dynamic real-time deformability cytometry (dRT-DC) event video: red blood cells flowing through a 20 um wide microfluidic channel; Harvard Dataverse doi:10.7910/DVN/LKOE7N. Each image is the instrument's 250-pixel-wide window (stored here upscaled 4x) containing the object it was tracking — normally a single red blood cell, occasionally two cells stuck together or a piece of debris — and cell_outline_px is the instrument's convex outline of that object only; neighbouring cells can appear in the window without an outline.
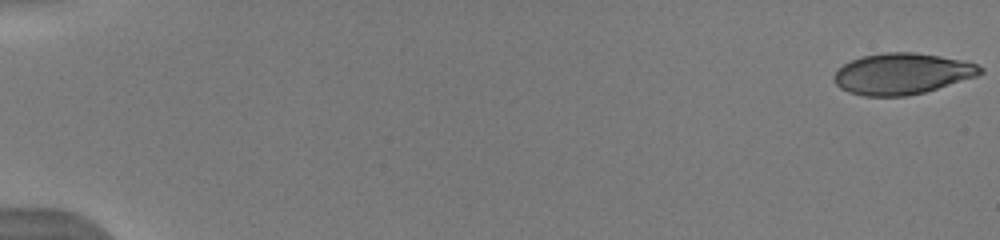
{"species": "human", "species_latin": "Homo sapiens", "temperature_condition": "warm", "stored_images_in_passage": 53, "camera_frame_rate_fps": 3000, "um_per_image_px": 0.085, "donor": {"sex": "male"}, "frame": {"image": 1, "passage_image": 1, "time_ms": 0.0, "image_size_px": [1000, 240], "cell_outline_px": [[984, 72], [976, 76], [924, 92], [908, 96], [864, 96], [848, 92], [840, 88], [832, 80], [832, 76], [844, 64], [860, 56], [884, 52], [912, 52], [940, 56], [960, 60], [976, 64], [984, 68]], "centroid_in_image_um": [76.64, 6.27], "position_along_channel_um": 8.4, "area_um2": 34.97}}
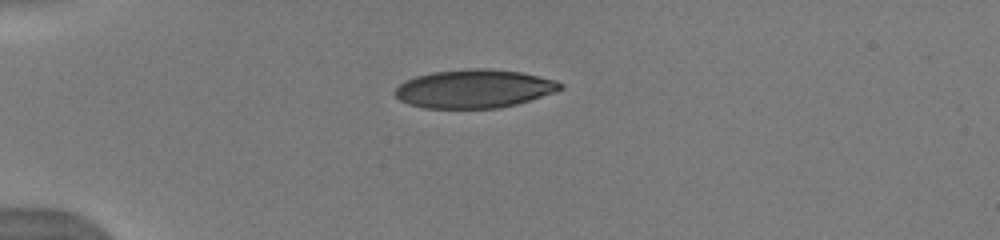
{"frame": {"image": 2, "passage_image": 15, "time_ms": 4.667, "image_size_px": [1000, 240], "cell_outline_px": [[564, 88], [556, 92], [516, 104], [500, 108], [424, 108], [408, 104], [400, 100], [392, 92], [404, 80], [416, 76], [432, 72], [468, 68], [488, 68], [520, 72], [556, 80], [564, 84]], "centroid_in_image_um": [40.3, 7.54], "position_along_channel_um": 44.7, "area_um2": 37.28}}
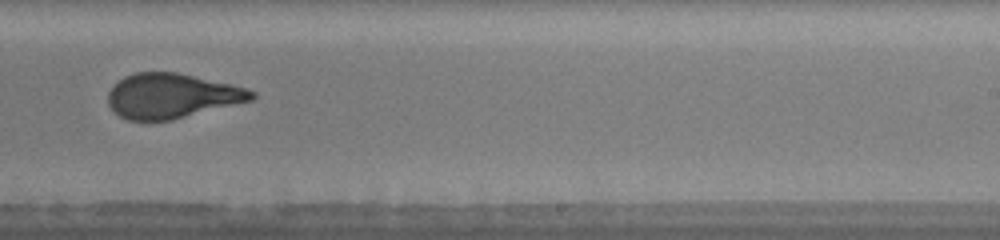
{"frame": {"image": 3, "passage_image": 35, "time_ms": 11.333, "image_size_px": [1000, 240], "cell_outline_px": [[256, 96], [252, 100], [172, 120], [128, 120], [112, 112], [108, 104], [108, 92], [112, 84], [124, 76], [136, 72], [176, 72], [232, 84], [256, 92]], "centroid_in_image_um": [14.56, 8.14], "position_along_channel_um": 274.4, "area_um2": 37.57}, "authors_computed_cell_mechanics": {"area_um2": 37.57, "velocity_mm_per_s": 3.9818, "shape_relaxation_time_tau1_ms": 4.407, "shape_relaxation_time_tau2_ms": 0.8046, "deformation_change_tau1": 0.2059, "deformation_change_tau2": 0.077}}